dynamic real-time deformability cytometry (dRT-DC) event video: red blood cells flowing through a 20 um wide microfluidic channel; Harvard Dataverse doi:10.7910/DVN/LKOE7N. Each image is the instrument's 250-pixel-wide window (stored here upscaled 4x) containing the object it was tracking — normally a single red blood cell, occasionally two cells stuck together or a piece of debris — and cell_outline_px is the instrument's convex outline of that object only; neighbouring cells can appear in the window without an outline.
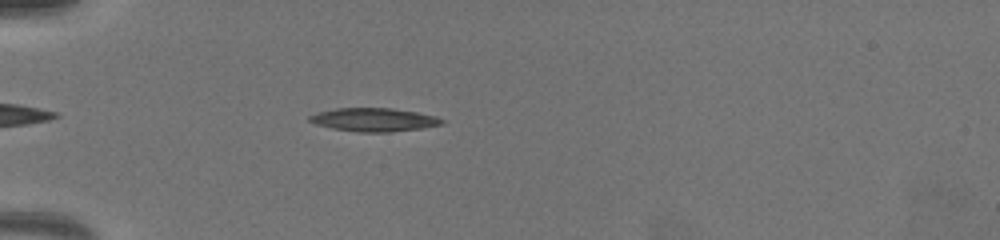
{"species": "common noctule bat (a hibernating species)", "species_latin": "Nyctalus noctula", "temperature_condition": "warm", "stored_images_in_passage": 42, "camera_frame_rate_fps": 3000, "um_per_image_px": 0.085, "animal": {"sex": "female", "body_mass_g": 19.5, "forearm_length_mm": 54.1}, "frame": {"image": 1, "passage_image": 1, "time_ms": 0.0, "image_size_px": [1000, 240], "cell_outline_px": [[444, 120], [440, 124], [420, 128], [388, 132], [364, 132], [336, 128], [316, 124], [308, 120], [308, 116], [320, 112], [340, 108], [388, 108], [416, 112], [432, 116]], "centroid_in_image_um": [31.75, 10.17], "position_along_channel_um": 53.2, "area_um2": 17.34}}
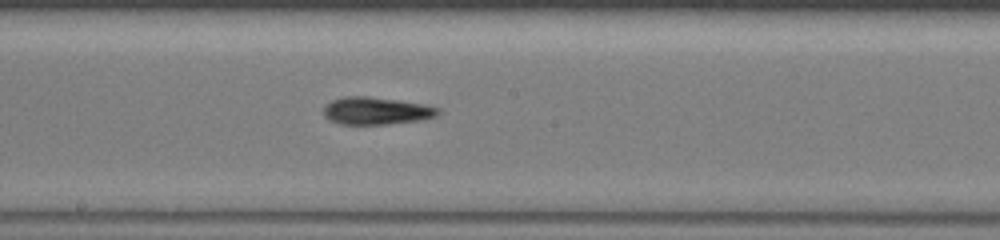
{"frame": {"image": 2, "passage_image": 18, "time_ms": 5.667, "image_size_px": [1000, 240], "cell_outline_px": [[440, 112], [436, 116], [416, 120], [388, 124], [340, 124], [324, 116], [324, 108], [332, 100], [344, 96], [368, 96], [396, 100], [420, 104], [440, 108]], "centroid_in_image_um": [31.96, 9.41], "position_along_channel_um": 216.2, "area_um2": 17.92}}
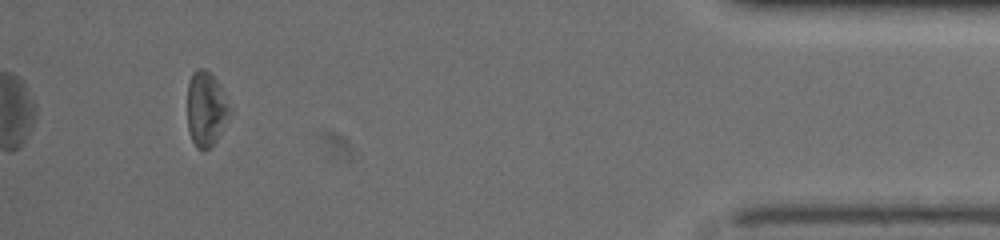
{"frame": {"image": 3, "passage_image": 42, "time_ms": 13.667, "image_size_px": [1000, 240], "cell_outline_px": [[232, 112], [216, 140], [204, 152], [196, 148], [192, 140], [188, 128], [188, 84], [192, 72], [200, 68], [204, 68], [216, 80], [232, 108]], "centroid_in_image_um": [17.52, 9.28], "position_along_channel_um": 417.7, "area_um2": 18.38}}